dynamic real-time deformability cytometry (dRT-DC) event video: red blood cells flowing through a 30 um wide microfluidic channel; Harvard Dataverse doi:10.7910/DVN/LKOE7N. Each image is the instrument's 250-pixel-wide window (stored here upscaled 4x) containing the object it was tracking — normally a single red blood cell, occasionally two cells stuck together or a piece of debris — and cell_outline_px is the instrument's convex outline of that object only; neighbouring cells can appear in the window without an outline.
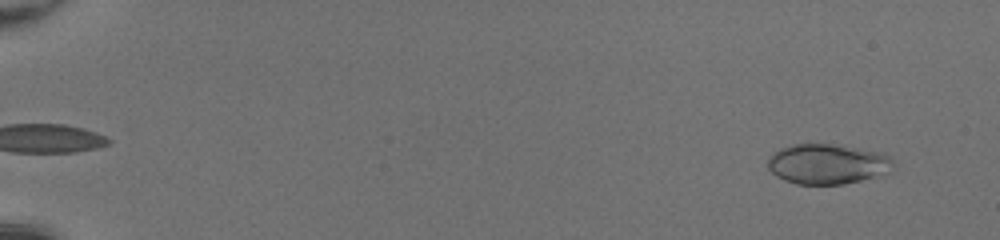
{"species": "common noctule bat (a hibernating species)", "species_latin": "Nyctalus noctula", "temperature_condition": "room temperature", "stored_images_in_passage": 50, "camera_frame_rate_fps": 3000, "um_per_image_px": 0.085, "animal": {"sex": "female", "body_mass_g": 20.0, "forearm_length_mm": 54.0}, "frame": {"image": 1, "passage_image": 3, "time_ms": 0.667, "image_size_px": [1000, 240], "cell_outline_px": [[896, 168], [892, 172], [884, 176], [844, 184], [796, 184], [784, 180], [776, 176], [768, 168], [768, 156], [780, 148], [792, 144], [832, 144], [884, 152], [892, 160]], "centroid_in_image_um": [70.4, 13.95], "position_along_channel_um": 14.6, "area_um2": 30.0}}
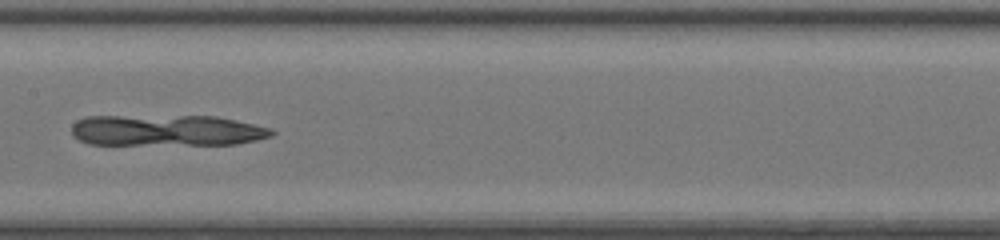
{"frame": {"image": 2, "passage_image": 28, "time_ms": 9.0, "image_size_px": [1000, 240], "cell_outline_px": [[276, 132], [272, 136], [256, 140], [236, 144], [88, 144], [72, 136], [72, 124], [76, 120], [84, 116], [216, 116], [236, 120], [272, 128]], "centroid_in_image_um": [14.16, 11.08], "position_along_channel_um": 193.2, "area_um2": 36.47}}
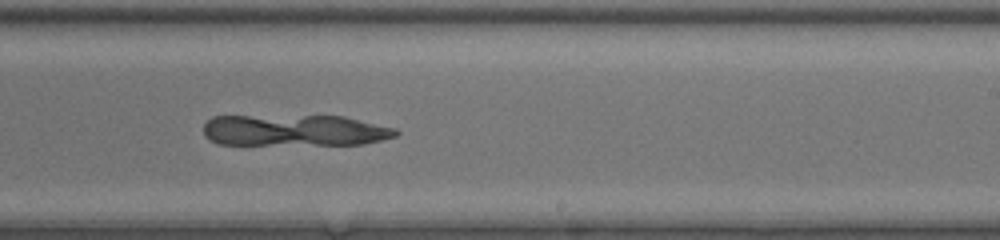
{"frame": {"image": 3, "passage_image": 33, "time_ms": 10.667, "image_size_px": [1000, 240], "cell_outline_px": [[400, 132], [396, 136], [364, 144], [216, 144], [208, 140], [204, 136], [204, 124], [212, 116], [344, 116], [396, 128]], "centroid_in_image_um": [25.03, 11.08], "position_along_channel_um": 264.0, "area_um2": 35.26}}